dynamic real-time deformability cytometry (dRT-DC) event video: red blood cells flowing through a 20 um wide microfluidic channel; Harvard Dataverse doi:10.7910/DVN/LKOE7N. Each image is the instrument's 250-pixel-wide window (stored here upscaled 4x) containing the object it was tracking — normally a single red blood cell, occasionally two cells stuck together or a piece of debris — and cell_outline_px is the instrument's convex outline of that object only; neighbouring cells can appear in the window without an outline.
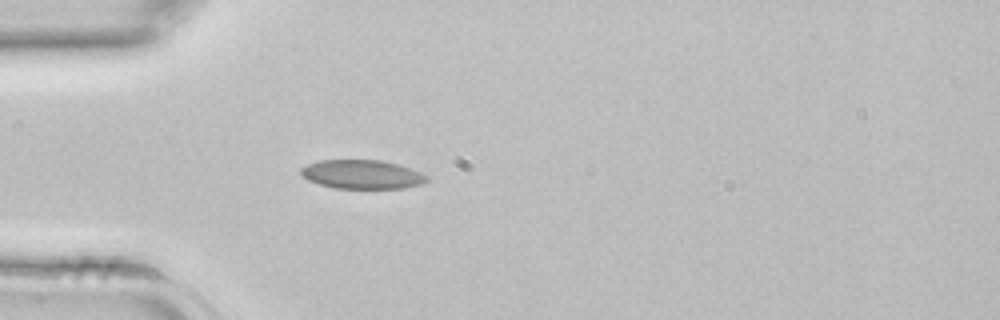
{"species": "common noctule bat (a hibernating species)", "species_latin": "Nyctalus noctula", "temperature_condition": "room temperature", "stored_images_in_passage": 18, "camera_frame_rate_fps": 3000, "um_per_image_px": 0.085, "animal": {"sex": "female", "body_mass_g": 22.7, "forearm_length_mm": 54.2}, "frame": {"image": 1, "passage_image": 1, "time_ms": 0.0, "image_size_px": [1000, 320], "cell_outline_px": [[428, 180], [420, 184], [400, 188], [336, 188], [320, 184], [308, 180], [300, 172], [300, 168], [308, 164], [320, 160], [380, 160], [396, 164], [420, 172], [428, 176]], "centroid_in_image_um": [30.75, 14.82], "position_along_channel_um": 54.3, "area_um2": 20.87}}